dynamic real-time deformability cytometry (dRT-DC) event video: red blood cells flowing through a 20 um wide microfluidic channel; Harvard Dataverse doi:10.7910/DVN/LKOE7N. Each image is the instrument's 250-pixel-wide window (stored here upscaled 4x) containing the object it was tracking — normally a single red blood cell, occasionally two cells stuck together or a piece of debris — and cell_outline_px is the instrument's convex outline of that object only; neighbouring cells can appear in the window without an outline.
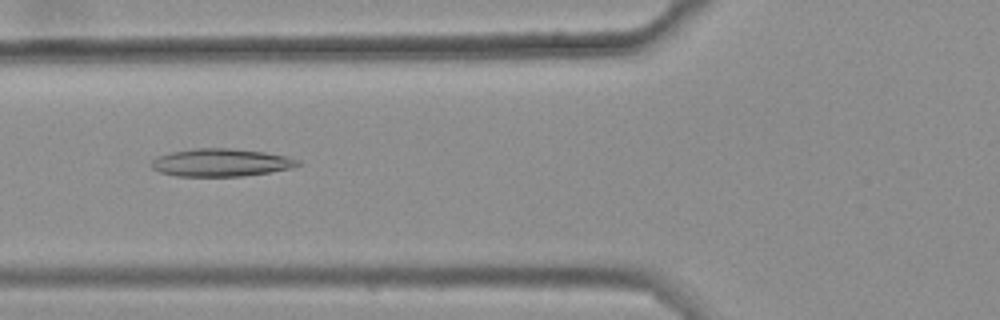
{"species": "common noctule bat (a hibernating species)", "species_latin": "Nyctalus noctula", "temperature_condition": "warm", "stored_images_in_passage": 40, "camera_frame_rate_fps": 3000, "um_per_image_px": 0.085, "animal": {"sex": "female", "body_mass_g": 25.1}, "frame": {"image": 1, "passage_image": 13, "time_ms": 4.0, "image_size_px": [1000, 320], "cell_outline_px": [[304, 164], [292, 168], [268, 172], [240, 176], [176, 176], [160, 172], [152, 168], [152, 160], [156, 156], [172, 152], [192, 148], [232, 148], [264, 152], [288, 156], [300, 160]], "centroid_in_image_um": [18.81, 13.81], "position_along_channel_um": 107.0, "area_um2": 23.81}}
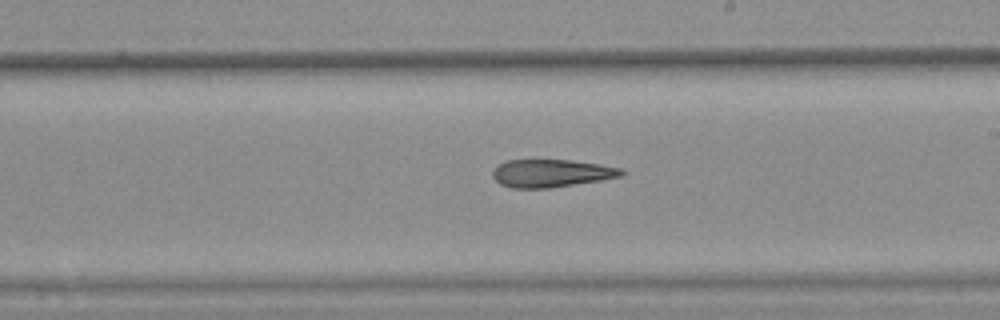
{"frame": {"image": 2, "passage_image": 24, "time_ms": 7.667, "image_size_px": [1000, 320], "cell_outline_px": [[624, 172], [620, 176], [600, 180], [548, 188], [512, 188], [500, 184], [492, 176], [492, 172], [496, 164], [504, 160], [572, 160], [600, 164], [624, 168]], "centroid_in_image_um": [46.82, 14.71], "position_along_channel_um": 242.2, "area_um2": 20.92}}
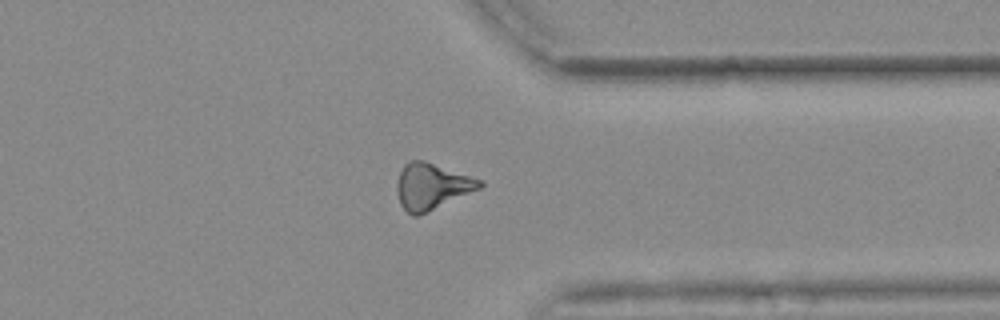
{"frame": {"image": 3, "passage_image": 35, "time_ms": 11.333, "image_size_px": [1000, 320], "cell_outline_px": [[484, 184], [480, 188], [428, 212], [416, 216], [412, 216], [400, 204], [396, 188], [396, 184], [400, 172], [404, 164], [408, 160], [424, 160], [484, 180]], "centroid_in_image_um": [36.7, 15.83], "position_along_channel_um": 374.7, "area_um2": 22.31}}